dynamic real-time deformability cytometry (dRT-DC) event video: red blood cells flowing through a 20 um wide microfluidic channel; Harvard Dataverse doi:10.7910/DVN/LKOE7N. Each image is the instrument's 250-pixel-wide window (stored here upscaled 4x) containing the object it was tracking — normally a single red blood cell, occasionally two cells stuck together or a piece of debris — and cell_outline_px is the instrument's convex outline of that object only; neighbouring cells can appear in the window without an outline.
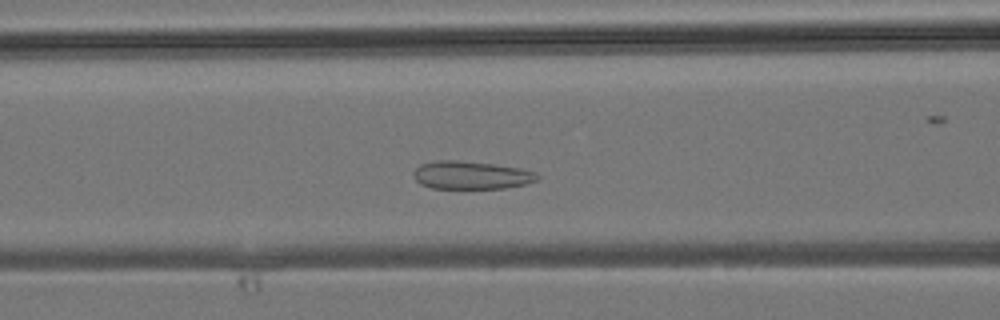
{"species": "common noctule bat (a hibernating species)", "species_latin": "Nyctalus noctula", "temperature_condition": "room temperature", "stored_images_in_passage": 35, "segment_of_instrument_passage": [1, 2], "camera_frame_rate_fps": 3000, "um_per_image_px": 0.085, "animal": {"sex": "male", "body_mass_g": 19.2, "forearm_length_mm": 51.8}, "frame": {"image": 1, "passage_image": 9, "time_ms": 2.667, "image_size_px": [1000, 320], "cell_outline_px": [[540, 176], [536, 180], [528, 184], [504, 188], [432, 188], [420, 184], [416, 180], [416, 168], [420, 164], [436, 160], [456, 160], [492, 164], [520, 168], [536, 172]], "centroid_in_image_um": [40.09, 14.89], "position_along_channel_um": 126.5, "area_um2": 20.06}}
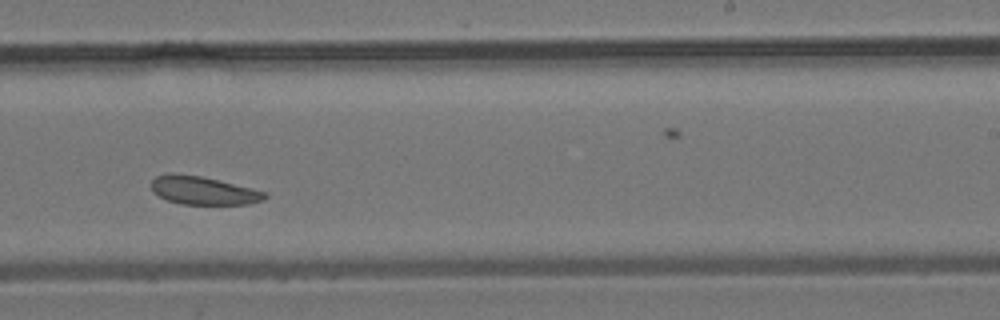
{"frame": {"image": 2, "passage_image": 18, "time_ms": 5.667, "image_size_px": [1000, 320], "cell_outline_px": [[268, 196], [264, 200], [248, 204], [180, 204], [168, 200], [152, 192], [152, 180], [156, 176], [168, 172], [172, 172], [200, 176], [268, 192]], "centroid_in_image_um": [17.27, 16.19], "position_along_channel_um": 271.7, "area_um2": 18.67}}
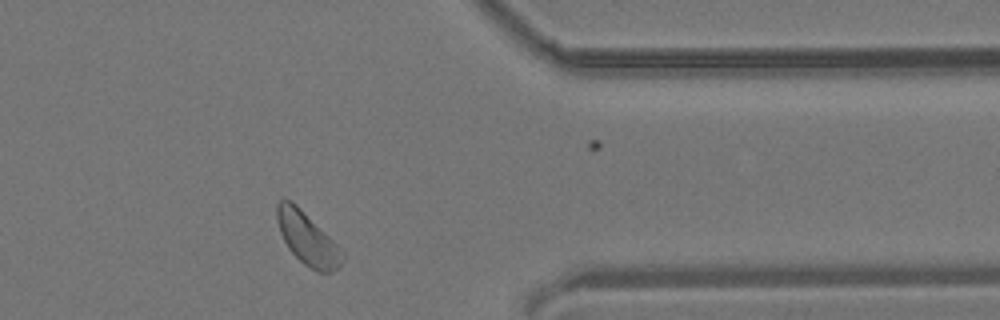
{"frame": {"image": 3, "passage_image": 26, "time_ms": 8.333, "image_size_px": [1000, 320], "cell_outline_px": [[344, 260], [332, 272], [316, 272], [308, 268], [288, 248], [280, 232], [276, 220], [276, 204], [280, 200], [292, 200], [344, 252]], "centroid_in_image_um": [26.11, 20.29], "position_along_channel_um": 385.3, "area_um2": 19.71}}